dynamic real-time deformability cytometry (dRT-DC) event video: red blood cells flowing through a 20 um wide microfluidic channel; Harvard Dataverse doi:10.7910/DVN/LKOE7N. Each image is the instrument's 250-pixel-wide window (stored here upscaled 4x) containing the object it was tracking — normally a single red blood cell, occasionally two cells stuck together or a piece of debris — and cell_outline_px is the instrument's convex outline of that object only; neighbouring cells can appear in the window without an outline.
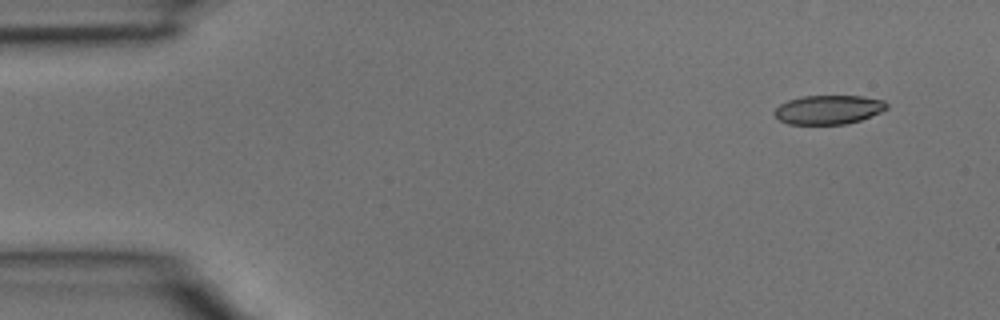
{"species": "common noctule bat (a hibernating species)", "species_latin": "Nyctalus noctula", "temperature_condition": "room temperature", "stored_images_in_passage": 3, "camera_frame_rate_fps": 3000, "um_per_image_px": 0.085, "animal": {"sex": "male", "body_mass_g": 15.6}, "frame": {"image": 1, "passage_image": 1, "time_ms": 0.0, "image_size_px": [1000, 320], "cell_outline_px": [[888, 108], [880, 112], [860, 120], [844, 124], [788, 124], [780, 120], [772, 112], [780, 104], [788, 100], [804, 96], [860, 96], [884, 100], [888, 104]], "centroid_in_image_um": [70.41, 9.32], "position_along_channel_um": 14.6, "area_um2": 18.9}}
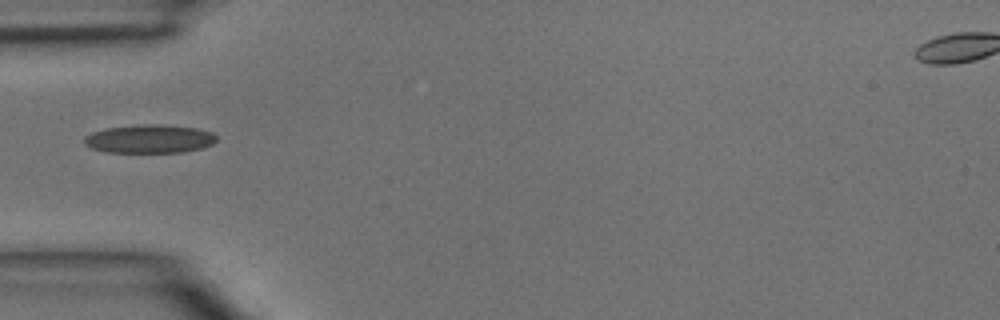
{"frame": {"image": 2, "passage_image": 3, "time_ms": 0.667, "image_size_px": [1000, 320], "cell_outline_px": [[216, 140], [212, 144], [200, 148], [184, 152], [104, 152], [92, 148], [84, 144], [84, 136], [92, 132], [104, 128], [144, 124], [164, 124], [196, 128], [212, 132], [216, 136]], "centroid_in_image_um": [12.68, 11.8], "position_along_channel_um": 72.3, "area_um2": 22.02}}